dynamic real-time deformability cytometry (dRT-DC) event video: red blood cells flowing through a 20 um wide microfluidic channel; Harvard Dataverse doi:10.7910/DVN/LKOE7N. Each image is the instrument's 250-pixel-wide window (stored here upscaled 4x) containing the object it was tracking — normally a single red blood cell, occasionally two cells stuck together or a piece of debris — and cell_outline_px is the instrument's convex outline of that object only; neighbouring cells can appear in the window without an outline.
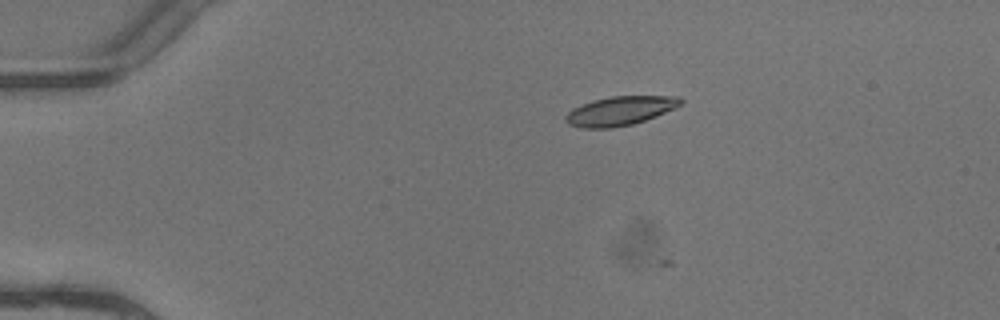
{"species": "common noctule bat (a hibernating species)", "species_latin": "Nyctalus noctula", "temperature_condition": "warm", "stored_images_in_passage": 5, "camera_frame_rate_fps": 3000, "um_per_image_px": 0.085, "animal": {"sex": "female"}, "frame": {"image": 1, "passage_image": 3, "time_ms": 0.667, "image_size_px": [1000, 320], "cell_outline_px": [[684, 104], [676, 108], [656, 116], [632, 124], [612, 128], [580, 128], [568, 124], [564, 120], [564, 116], [572, 108], [592, 100], [612, 96], [680, 96], [684, 100]], "centroid_in_image_um": [52.71, 9.42], "position_along_channel_um": 32.3, "area_um2": 19.71}}